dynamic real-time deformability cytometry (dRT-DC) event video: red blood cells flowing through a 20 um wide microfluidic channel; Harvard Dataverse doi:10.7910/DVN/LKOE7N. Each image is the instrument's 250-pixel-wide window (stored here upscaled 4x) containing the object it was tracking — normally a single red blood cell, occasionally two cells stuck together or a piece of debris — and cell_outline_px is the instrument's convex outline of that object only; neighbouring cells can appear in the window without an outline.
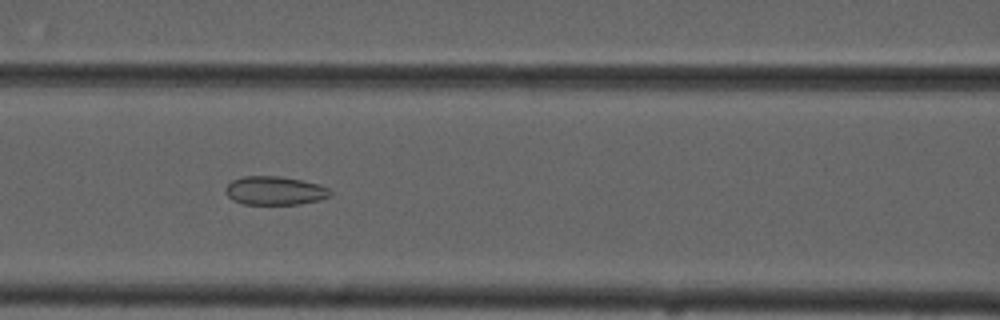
{"species": "common noctule bat (a hibernating species)", "species_latin": "Nyctalus noctula", "temperature_condition": "cold", "stored_images_in_passage": 5, "camera_frame_rate_fps": 3000, "um_per_image_px": 0.085, "animal": {"sex": "male", "forearm_length_mm": 52.5}, "frame": {"image": 1, "passage_image": 5, "time_ms": 4.333, "image_size_px": [1000, 320], "cell_outline_px": [[332, 196], [320, 200], [300, 204], [244, 204], [232, 200], [224, 192], [224, 188], [232, 180], [244, 176], [280, 176], [300, 180], [316, 184], [328, 188], [332, 192]], "centroid_in_image_um": [23.34, 16.21], "position_along_channel_um": 143.3, "area_um2": 17.51}}